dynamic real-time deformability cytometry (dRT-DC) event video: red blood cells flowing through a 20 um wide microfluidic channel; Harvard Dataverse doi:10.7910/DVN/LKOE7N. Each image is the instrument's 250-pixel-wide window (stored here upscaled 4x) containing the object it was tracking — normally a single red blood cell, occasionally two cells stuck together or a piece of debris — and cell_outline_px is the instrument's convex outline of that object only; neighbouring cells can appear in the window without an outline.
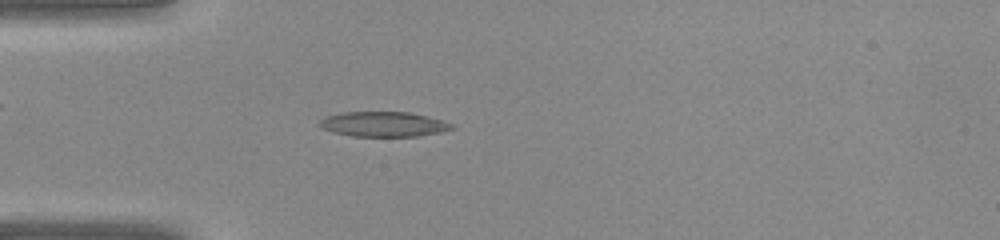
{"species": "common noctule bat (a hibernating species)", "species_latin": "Nyctalus noctula", "temperature_condition": "warm", "stored_images_in_passage": 38, "camera_frame_rate_fps": 3000, "um_per_image_px": 0.085, "animal": {"sex": "female", "body_mass_g": 22.0, "forearm_length_mm": 56.7}, "frame": {"image": 1, "passage_image": 10, "time_ms": 3.0, "image_size_px": [1000, 240], "cell_outline_px": [[456, 128], [440, 132], [416, 136], [352, 136], [332, 132], [324, 128], [320, 124], [320, 120], [324, 116], [344, 112], [408, 112], [444, 120], [452, 124]], "centroid_in_image_um": [32.61, 10.55], "position_along_channel_um": 52.4, "area_um2": 19.13}}
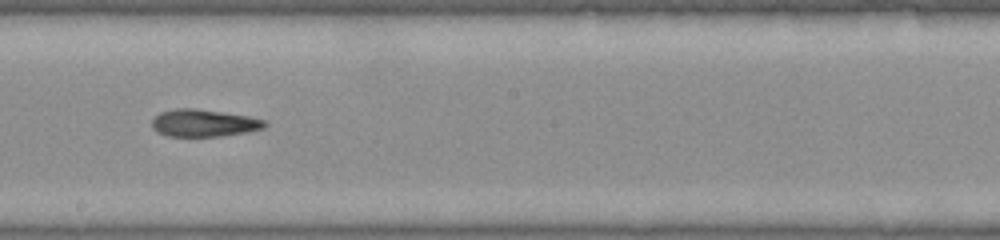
{"frame": {"image": 2, "passage_image": 21, "time_ms": 6.667, "image_size_px": [1000, 240], "cell_outline_px": [[268, 124], [264, 128], [244, 132], [220, 136], [168, 136], [156, 132], [152, 128], [152, 120], [160, 112], [176, 108], [196, 108], [248, 116], [264, 120]], "centroid_in_image_um": [17.29, 10.45], "position_along_channel_um": 230.9, "area_um2": 17.86}}
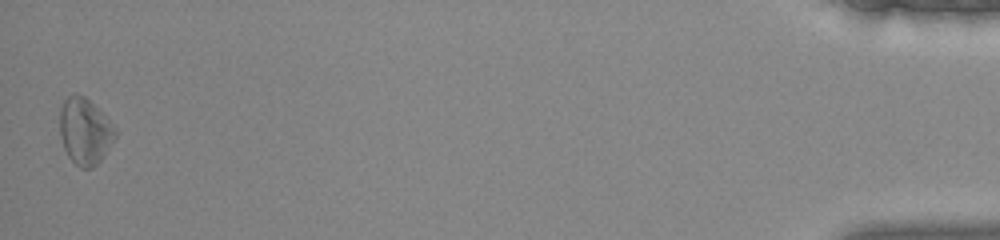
{"frame": {"image": 3, "passage_image": 38, "time_ms": 12.333, "image_size_px": [1000, 240], "cell_outline_px": [[116, 136], [104, 156], [92, 168], [80, 168], [68, 156], [64, 148], [60, 136], [60, 108], [64, 100], [72, 92], [76, 92], [84, 96], [116, 128]], "centroid_in_image_um": [7.19, 11.15], "position_along_channel_um": 428.0, "area_um2": 21.27}}